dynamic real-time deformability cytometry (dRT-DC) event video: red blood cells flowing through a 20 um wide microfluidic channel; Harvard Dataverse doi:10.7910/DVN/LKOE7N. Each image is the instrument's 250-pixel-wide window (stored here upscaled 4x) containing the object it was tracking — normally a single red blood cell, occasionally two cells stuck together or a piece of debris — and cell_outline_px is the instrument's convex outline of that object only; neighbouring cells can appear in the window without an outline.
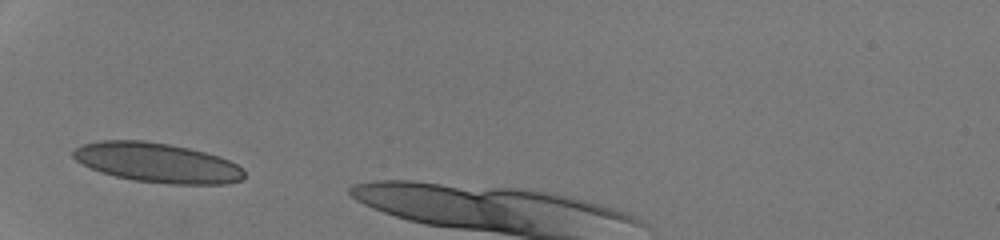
{"species": "human", "species_latin": "Homo sapiens", "temperature_condition": "room temperature", "stored_images_in_passage": 26, "camera_frame_rate_fps": 3000, "um_per_image_px": 0.085, "donor": {"sex": "male"}, "frame": {"image": 1, "passage_image": 1, "time_ms": 0.0, "image_size_px": [1000, 240], "cell_outline_px": [[244, 176], [240, 180], [224, 184], [172, 184], [132, 180], [100, 172], [76, 160], [72, 156], [72, 152], [76, 148], [84, 144], [100, 140], [144, 140], [168, 144], [188, 148], [220, 156], [236, 164], [244, 172]], "centroid_in_image_um": [13.35, 13.82], "position_along_channel_um": 71.6, "area_um2": 39.19}}
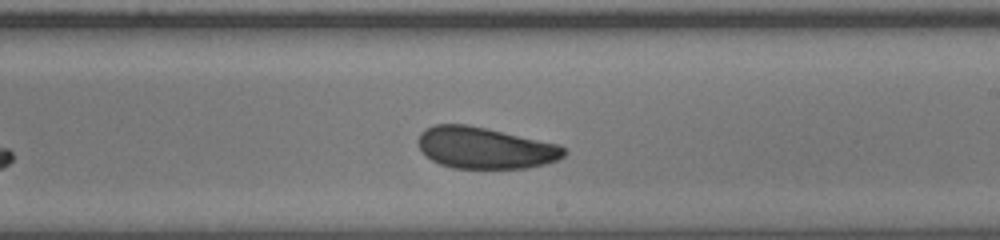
{"frame": {"image": 2, "passage_image": 14, "time_ms": 4.333, "image_size_px": [1000, 240], "cell_outline_px": [[568, 152], [564, 156], [556, 160], [544, 164], [528, 168], [452, 168], [440, 164], [424, 156], [416, 140], [420, 132], [436, 124], [468, 124], [560, 144]], "centroid_in_image_um": [41.21, 12.57], "position_along_channel_um": 247.8, "area_um2": 35.49}}
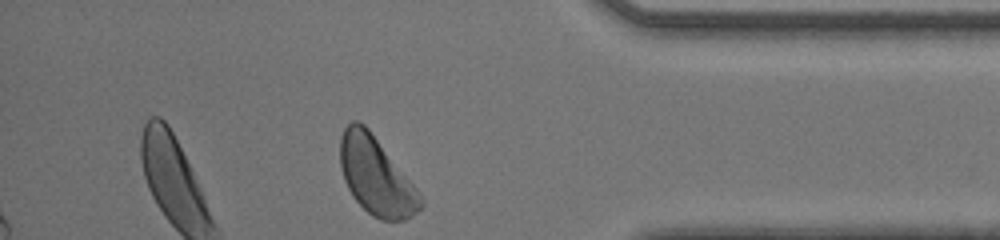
{"frame": {"image": 3, "passage_image": 26, "time_ms": 8.333, "image_size_px": [1000, 240], "cell_outline_px": [[424, 204], [412, 216], [404, 220], [380, 220], [372, 216], [352, 196], [344, 180], [340, 164], [340, 136], [344, 128], [352, 120], [356, 120], [364, 124], [368, 128], [420, 192], [424, 200]], "centroid_in_image_um": [31.96, 14.97], "position_along_channel_um": 403.2, "area_um2": 36.24}, "authors_computed_cell_mechanics": {"area_um2": 36.3851, "velocity_mm_per_s": 4.2453, "shape_relaxation_time_tau1_ms": 4.382, "shape_relaxation_time_tau2_ms": 1.036, "deformation_change_tau1": 0.1086, "deformation_change_tau2": 0.0612}}